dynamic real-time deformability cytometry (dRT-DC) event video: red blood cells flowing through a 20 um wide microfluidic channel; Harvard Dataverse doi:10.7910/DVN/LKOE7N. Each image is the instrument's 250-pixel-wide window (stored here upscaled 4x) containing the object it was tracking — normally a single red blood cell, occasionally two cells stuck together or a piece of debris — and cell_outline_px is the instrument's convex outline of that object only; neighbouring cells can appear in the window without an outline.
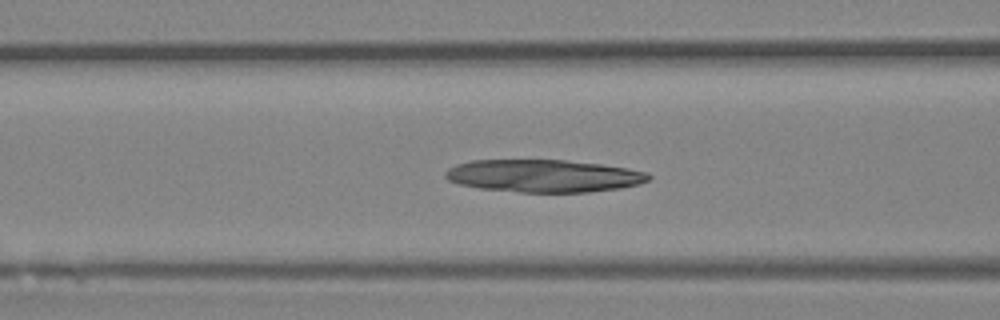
{"species": "Egyptian fruit bat (a non-hibernating species)", "species_latin": "Rousettus aegyptiacus", "temperature_condition": "room temperature", "stored_images_in_passage": 48, "segment_of_instrument_passage": [1, 2], "camera_frame_rate_fps": 3000, "um_per_image_px": 0.085, "animal": {"sex": "female"}, "frame": {"image": 1, "passage_image": 19, "time_ms": 6.0, "image_size_px": [1000, 320], "cell_outline_px": [[652, 176], [648, 180], [640, 184], [620, 188], [588, 192], [520, 192], [480, 188], [460, 184], [448, 180], [444, 176], [444, 172], [448, 168], [456, 164], [472, 160], [564, 160], [600, 164], [628, 168], [648, 172]], "centroid_in_image_um": [46.21, 14.94], "position_along_channel_um": 120.4, "area_um2": 38.61}}